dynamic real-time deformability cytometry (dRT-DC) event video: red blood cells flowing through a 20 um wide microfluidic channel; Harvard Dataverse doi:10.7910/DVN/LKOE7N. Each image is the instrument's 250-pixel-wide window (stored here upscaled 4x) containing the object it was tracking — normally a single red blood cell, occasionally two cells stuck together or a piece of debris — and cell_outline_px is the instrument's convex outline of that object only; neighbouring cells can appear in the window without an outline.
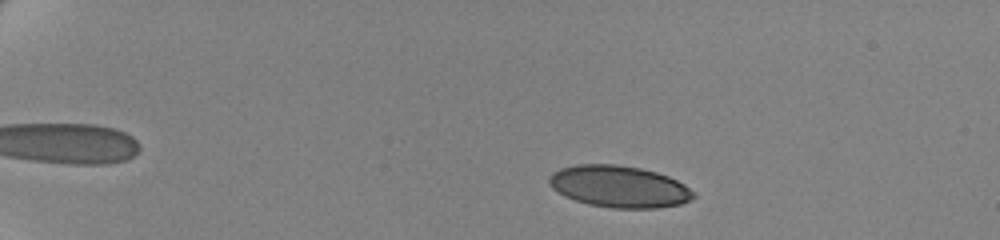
{"species": "human", "species_latin": "Homo sapiens", "temperature_condition": "cold", "stored_images_in_passage": 55, "camera_frame_rate_fps": 3000, "um_per_image_px": 0.085, "donor": {"sex": "female"}, "frame": {"image": 1, "passage_image": 7, "time_ms": 2.0, "image_size_px": [1000, 240], "cell_outline_px": [[696, 196], [680, 204], [656, 208], [612, 208], [588, 204], [564, 196], [552, 188], [548, 184], [548, 180], [552, 172], [560, 168], [576, 164], [616, 164], [640, 168], [656, 172], [668, 176], [684, 184], [696, 192]], "centroid_in_image_um": [52.61, 15.85], "position_along_channel_um": 32.4, "area_um2": 35.26}}
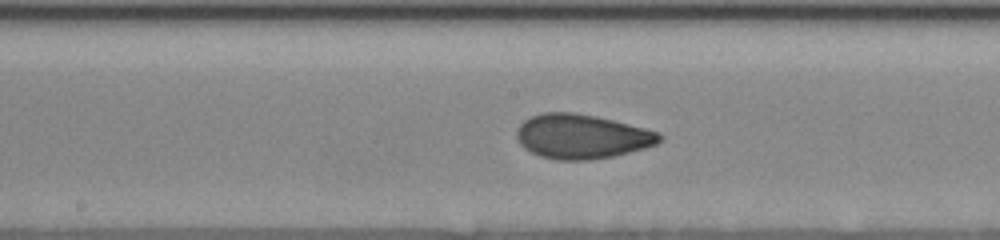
{"frame": {"image": 2, "passage_image": 30, "time_ms": 9.667, "image_size_px": [1000, 240], "cell_outline_px": [[664, 136], [656, 144], [644, 148], [612, 156], [588, 160], [556, 160], [540, 156], [524, 148], [520, 144], [516, 136], [516, 132], [520, 124], [524, 120], [532, 116], [544, 112], [572, 112], [596, 116], [660, 132]], "centroid_in_image_um": [49.43, 11.6], "position_along_channel_um": 198.8, "area_um2": 36.82}}
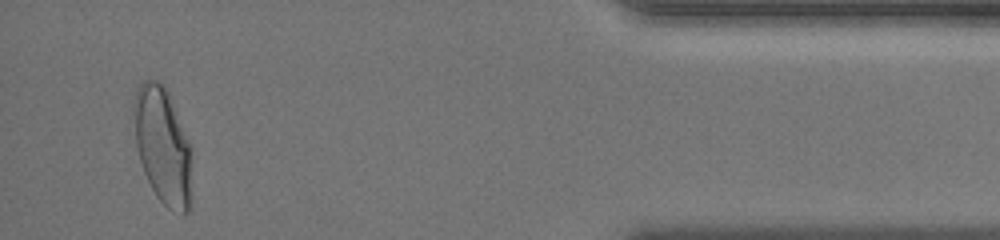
{"frame": {"image": 3, "passage_image": 53, "time_ms": 17.333, "image_size_px": [1000, 240], "cell_outline_px": [[192, 208], [184, 216], [172, 212], [156, 196], [144, 172], [140, 160], [136, 144], [132, 112], [132, 104], [136, 88], [140, 80], [148, 76], [160, 80], [168, 88], [192, 148]], "centroid_in_image_um": [13.86, 12.34], "position_along_channel_um": 421.3, "area_um2": 41.44}, "authors_computed_cell_mechanics": {"area_um2": 36.125, "velocity_mm_per_s": 3.4849, "shape_relaxation_time_tau1_ms": 6.0125, "shape_relaxation_time_tau2_ms": 1.0026, "deformation_change_tau1": 0.1572, "deformation_change_tau2": 0.0558}}